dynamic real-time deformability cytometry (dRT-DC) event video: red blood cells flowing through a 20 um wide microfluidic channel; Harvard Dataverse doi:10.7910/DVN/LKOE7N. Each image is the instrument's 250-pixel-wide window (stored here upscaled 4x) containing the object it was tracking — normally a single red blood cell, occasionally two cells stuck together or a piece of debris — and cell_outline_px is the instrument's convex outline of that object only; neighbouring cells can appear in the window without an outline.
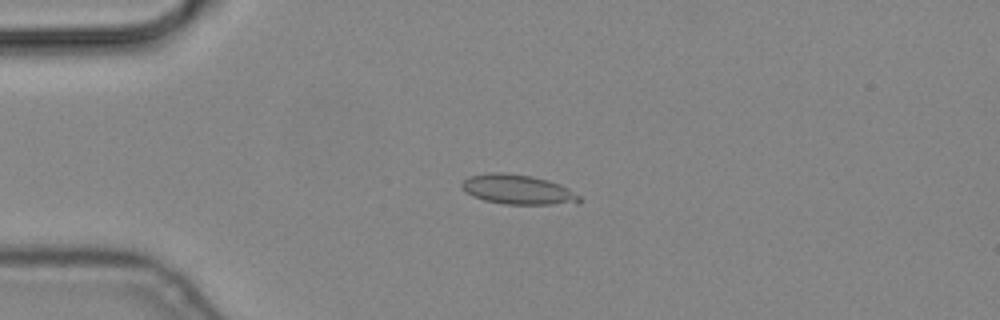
{"species": "common noctule bat (a hibernating species)", "species_latin": "Nyctalus noctula", "temperature_condition": "cold", "stored_images_in_passage": 3, "camera_frame_rate_fps": 3000, "um_per_image_px": 0.085, "animal": {"sex": "male", "body_mass_g": 19.2, "forearm_length_mm": 51.8}, "frame": {"image": 1, "passage_image": 2, "time_ms": 0.333, "image_size_px": [1000, 320], "cell_outline_px": [[580, 204], [504, 204], [484, 200], [472, 196], [464, 192], [460, 188], [460, 184], [468, 176], [488, 172], [504, 172], [532, 176], [548, 180], [560, 184], [568, 188], [580, 196]], "centroid_in_image_um": [43.99, 16.11], "position_along_channel_um": 41.0, "area_um2": 20.69}}